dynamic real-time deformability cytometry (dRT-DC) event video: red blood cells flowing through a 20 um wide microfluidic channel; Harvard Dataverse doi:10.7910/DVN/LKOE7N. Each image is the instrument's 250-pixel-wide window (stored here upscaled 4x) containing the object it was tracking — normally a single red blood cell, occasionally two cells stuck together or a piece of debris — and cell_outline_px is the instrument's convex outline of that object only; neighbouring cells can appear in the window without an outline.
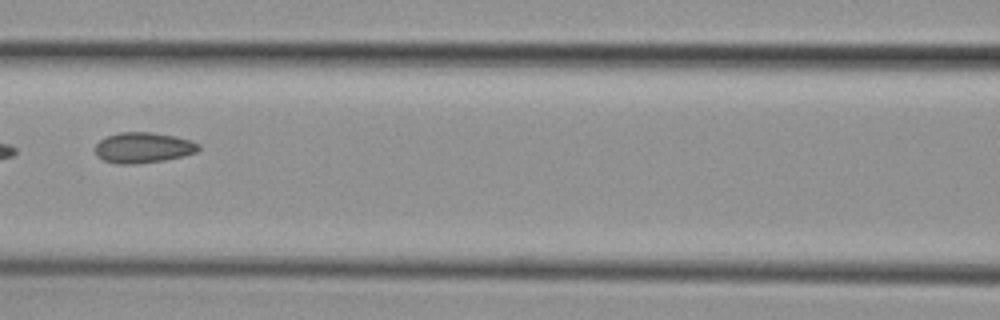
{"species": "common noctule bat (a hibernating species)", "species_latin": "Nyctalus noctula", "temperature_condition": "cold", "stored_images_in_passage": 8, "camera_frame_rate_fps": 3000, "um_per_image_px": 0.085, "animal": {"sex": "female", "body_mass_g": 29.2, "forearm_length_mm": 56.3}, "frame": {"image": 1, "passage_image": 7, "time_ms": 7.0, "image_size_px": [1000, 320], "cell_outline_px": [[200, 148], [196, 152], [184, 156], [164, 160], [136, 164], [116, 164], [104, 160], [96, 156], [96, 144], [100, 140], [108, 136], [120, 132], [152, 132], [176, 136], [192, 140], [200, 144]], "centroid_in_image_um": [12.2, 12.55], "position_along_channel_um": 154.4, "area_um2": 18.55}}
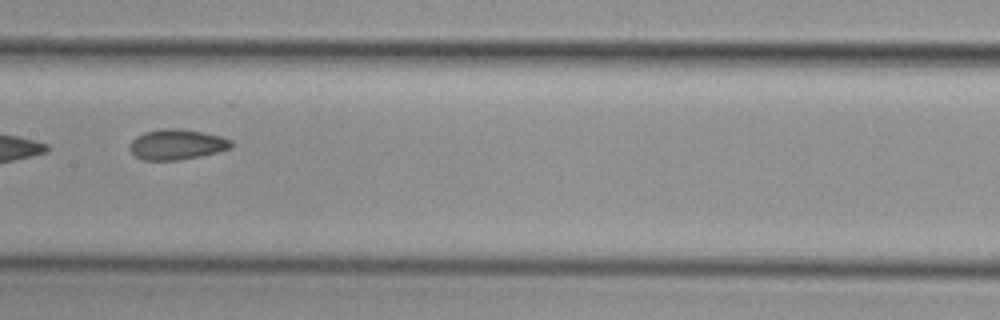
{"frame": {"image": 2, "passage_image": 8, "time_ms": 8.0, "image_size_px": [1000, 320], "cell_outline_px": [[232, 148], [216, 152], [176, 160], [144, 160], [136, 156], [128, 148], [132, 140], [136, 136], [144, 132], [164, 128], [180, 128], [220, 136], [232, 140]], "centroid_in_image_um": [15.0, 12.27], "position_along_channel_um": 192.4, "area_um2": 17.74}}